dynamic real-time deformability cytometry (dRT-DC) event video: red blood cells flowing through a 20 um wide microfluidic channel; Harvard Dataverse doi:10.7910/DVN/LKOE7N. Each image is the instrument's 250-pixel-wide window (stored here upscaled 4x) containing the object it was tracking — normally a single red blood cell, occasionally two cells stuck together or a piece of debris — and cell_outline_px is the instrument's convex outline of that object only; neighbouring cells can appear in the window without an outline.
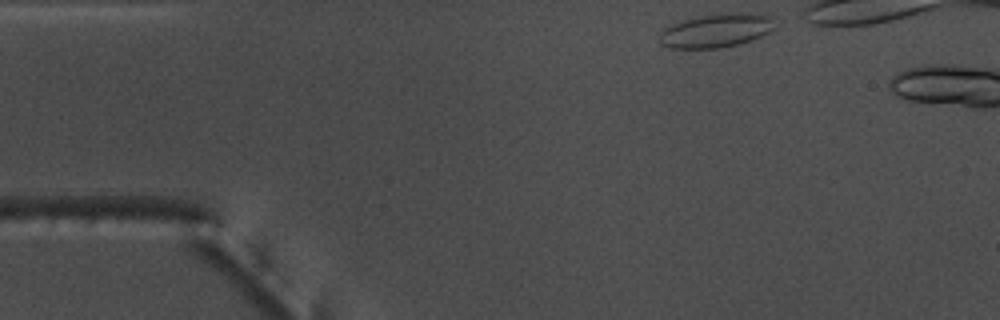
{"species": "common noctule bat (a hibernating species)", "species_latin": "Nyctalus noctula", "temperature_condition": "warm", "stored_images_in_passage": 5, "camera_frame_rate_fps": 3000, "um_per_image_px": 0.085, "animal": {"sex": "male", "body_mass_g": 17.5, "forearm_length_mm": 52.3}, "frame": {"image": 1, "passage_image": 1, "time_ms": 0.0, "image_size_px": [1000, 320], "cell_outline_px": [[772, 28], [768, 32], [752, 40], [740, 44], [720, 48], [668, 48], [660, 44], [660, 32], [664, 28], [672, 24], [684, 20], [700, 16], [732, 12], [764, 12], [772, 16]], "centroid_in_image_um": [60.89, 2.58], "position_along_channel_um": 24.1, "area_um2": 22.83}}